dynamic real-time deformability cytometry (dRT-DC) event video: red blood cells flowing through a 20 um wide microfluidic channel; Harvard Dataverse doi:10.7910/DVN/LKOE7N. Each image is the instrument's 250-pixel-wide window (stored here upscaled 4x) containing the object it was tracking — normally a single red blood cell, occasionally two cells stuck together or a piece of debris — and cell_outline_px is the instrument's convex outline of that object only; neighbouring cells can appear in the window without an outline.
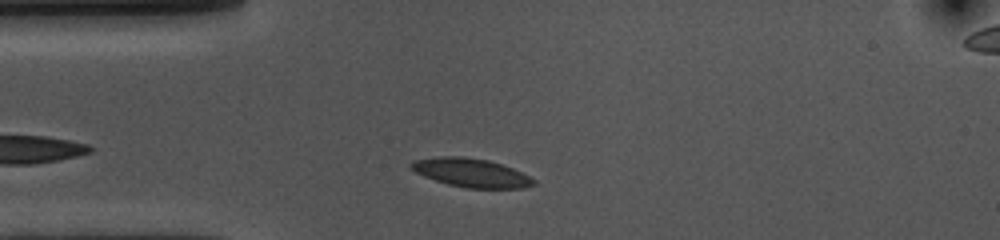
{"species": "common noctule bat (a hibernating species)", "species_latin": "Nyctalus noctula", "temperature_condition": "cold", "stored_images_in_passage": 34, "camera_frame_rate_fps": 3000, "um_per_image_px": 0.085, "animal": {"sex": "female", "body_mass_g": 10.0, "forearm_length_mm": 53.1}, "frame": {"image": 1, "passage_image": 4, "time_ms": 1.0, "image_size_px": [1000, 240], "cell_outline_px": [[536, 184], [524, 188], [468, 188], [448, 184], [424, 176], [408, 168], [408, 164], [412, 160], [440, 156], [460, 156], [488, 160], [512, 168], [536, 180]], "centroid_in_image_um": [40.01, 14.68], "position_along_channel_um": 45.0, "area_um2": 20.4}}
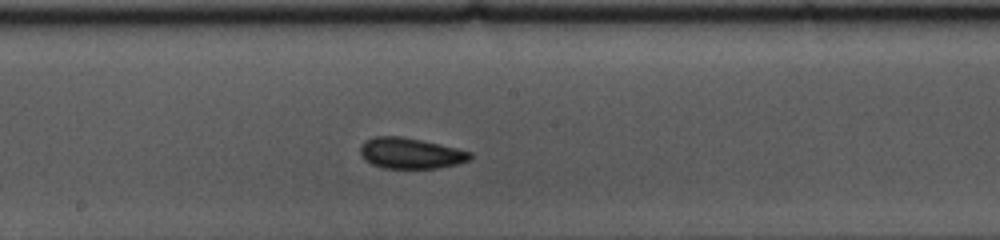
{"frame": {"image": 2, "passage_image": 19, "time_ms": 6.0, "image_size_px": [1000, 240], "cell_outline_px": [[472, 156], [468, 160], [460, 164], [436, 168], [384, 168], [372, 164], [364, 160], [360, 156], [360, 148], [364, 140], [376, 136], [400, 136], [440, 144], [472, 152]], "centroid_in_image_um": [34.87, 13.03], "position_along_channel_um": 213.3, "area_um2": 19.77}}
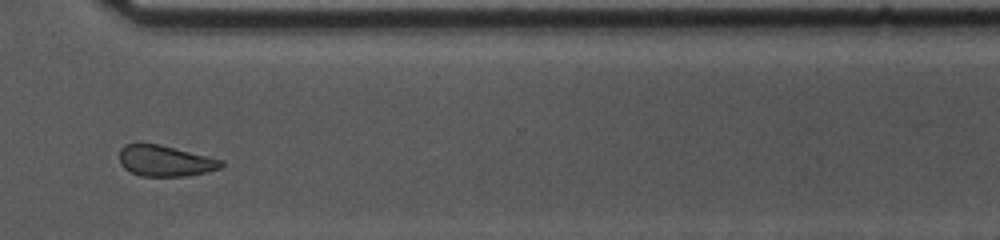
{"frame": {"image": 3, "passage_image": 31, "time_ms": 10.0, "image_size_px": [1000, 240], "cell_outline_px": [[224, 164], [220, 168], [208, 172], [184, 176], [140, 176], [124, 168], [120, 164], [120, 148], [124, 144], [156, 144], [224, 160]], "centroid_in_image_um": [14.04, 13.69], "position_along_channel_um": 356.6, "area_um2": 18.15}, "authors_computed_cell_mechanics": {"area_um2": 19.8543, "velocity_mm_per_s": 3.5833, "shape_relaxation_time_tau1_ms": 2.716, "shape_relaxation_time_tau2_ms": 2.7697, "deformation_change_tau1": 0.0717, "deformation_change_tau2": 0.0819}}